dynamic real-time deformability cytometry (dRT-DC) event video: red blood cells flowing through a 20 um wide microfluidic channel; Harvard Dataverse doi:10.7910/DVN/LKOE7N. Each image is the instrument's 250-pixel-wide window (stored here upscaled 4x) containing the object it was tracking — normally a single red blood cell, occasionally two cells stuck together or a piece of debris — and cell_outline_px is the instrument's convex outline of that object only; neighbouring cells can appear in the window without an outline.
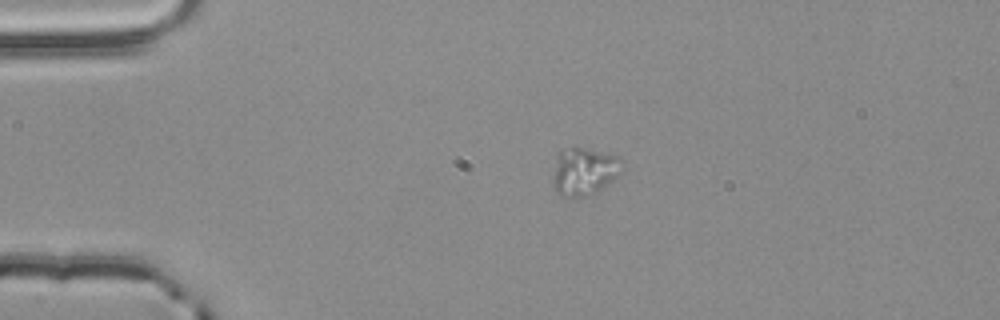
{"species": "common noctule bat (a hibernating species)", "species_latin": "Nyctalus noctula", "temperature_condition": "room temperature", "stored_images_in_passage": 43, "camera_frame_rate_fps": 3000, "um_per_image_px": 0.085, "animal": {"sex": "male", "body_mass_g": 20.4}, "frame": {"image": 1, "passage_image": 1, "time_ms": 0.0, "image_size_px": [1000, 320], "cell_outline_px": [[624, 168], [620, 172], [596, 192], [588, 196], [564, 196], [556, 192], [552, 184], [552, 180], [556, 152], [560, 148], [588, 148], [620, 156], [624, 160]], "centroid_in_image_um": [49.63, 14.52], "position_along_channel_um": 35.4, "area_um2": 19.54}}